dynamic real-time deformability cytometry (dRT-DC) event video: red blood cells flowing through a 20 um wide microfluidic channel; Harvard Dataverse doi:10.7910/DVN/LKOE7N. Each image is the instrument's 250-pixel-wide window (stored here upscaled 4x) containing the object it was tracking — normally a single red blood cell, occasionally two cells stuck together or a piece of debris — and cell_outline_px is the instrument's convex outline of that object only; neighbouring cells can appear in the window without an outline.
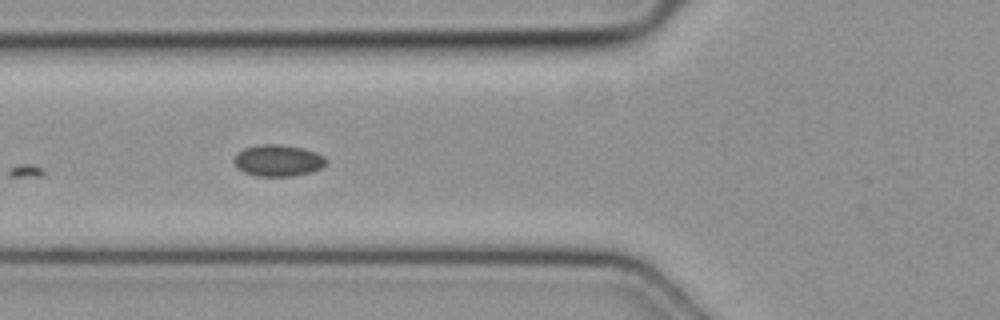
{"species": "common noctule bat (a hibernating species)", "species_latin": "Nyctalus noctula", "temperature_condition": "cold", "stored_images_in_passage": 6, "camera_frame_rate_fps": 3000, "um_per_image_px": 0.085, "animal": {"sex": "female", "body_mass_g": 19.3, "forearm_length_mm": 54.1}, "frame": {"image": 1, "passage_image": 5, "time_ms": 1.333, "image_size_px": [1000, 320], "cell_outline_px": [[328, 164], [312, 172], [292, 176], [256, 176], [244, 172], [236, 168], [232, 164], [232, 160], [236, 152], [244, 148], [260, 144], [280, 144], [300, 148], [316, 152], [324, 156], [328, 160]], "centroid_in_image_um": [23.6, 13.65], "position_along_channel_um": 102.2, "area_um2": 17.28}}
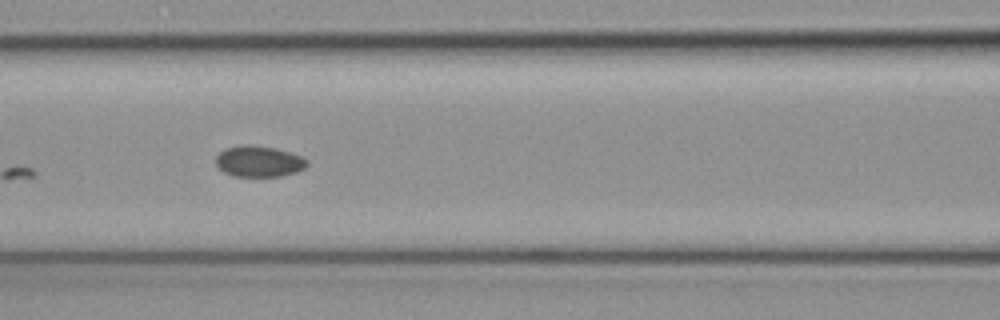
{"frame": {"image": 2, "passage_image": 6, "time_ms": 1.667, "image_size_px": [1000, 320], "cell_outline_px": [[308, 164], [304, 168], [296, 172], [280, 176], [232, 176], [224, 172], [216, 164], [216, 156], [220, 152], [228, 148], [276, 148], [300, 156], [308, 160]], "centroid_in_image_um": [22.04, 13.78], "position_along_channel_um": 144.6, "area_um2": 15.61}}